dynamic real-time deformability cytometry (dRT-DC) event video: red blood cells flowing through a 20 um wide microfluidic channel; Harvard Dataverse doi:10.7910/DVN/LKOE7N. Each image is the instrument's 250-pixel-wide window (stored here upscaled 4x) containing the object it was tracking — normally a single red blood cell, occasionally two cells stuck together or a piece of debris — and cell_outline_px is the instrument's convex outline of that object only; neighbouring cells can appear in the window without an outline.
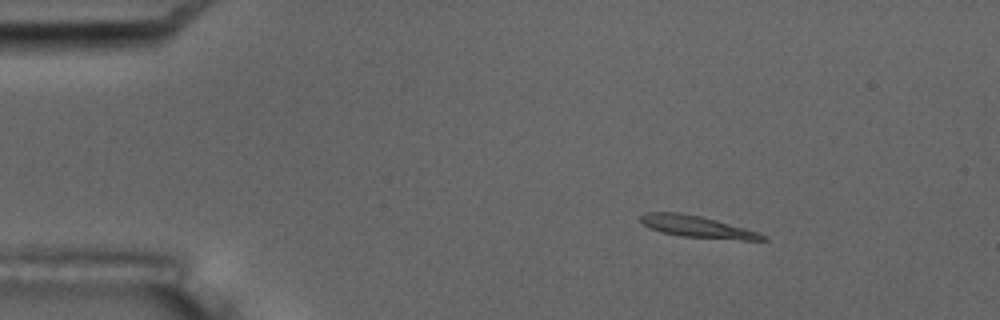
{"species": "common noctule bat (a hibernating species)", "species_latin": "Nyctalus noctula", "temperature_condition": "room temperature", "stored_images_in_passage": 5, "camera_frame_rate_fps": 3000, "um_per_image_px": 0.085, "animal": {"sex": "male", "body_mass_g": 17.5, "forearm_length_mm": 52.3}, "frame": {"image": 1, "passage_image": 3, "time_ms": 2.0, "image_size_px": [1000, 320], "cell_outline_px": [[768, 240], [740, 240], [680, 236], [660, 232], [648, 228], [640, 220], [640, 216], [644, 212], [680, 212], [700, 216], [716, 220], [760, 232], [768, 236]], "centroid_in_image_um": [59.27, 19.27], "position_along_channel_um": 25.7, "area_um2": 15.61}}